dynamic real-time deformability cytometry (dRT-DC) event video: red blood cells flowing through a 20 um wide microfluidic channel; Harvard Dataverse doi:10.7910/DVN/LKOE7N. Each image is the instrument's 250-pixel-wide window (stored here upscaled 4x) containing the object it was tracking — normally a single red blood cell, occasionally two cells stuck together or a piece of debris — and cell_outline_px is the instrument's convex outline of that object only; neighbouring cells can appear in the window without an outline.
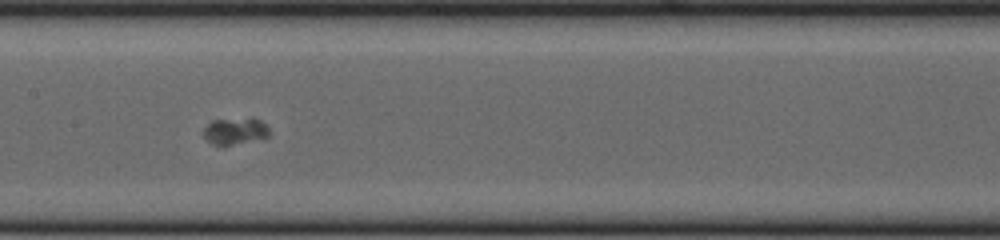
{"species": "common noctule bat (a hibernating species)", "species_latin": "Nyctalus noctula", "temperature_condition": "cold", "stored_images_in_passage": 49, "camera_frame_rate_fps": 3000, "um_per_image_px": 0.085, "animal": {"sex": "female", "body_mass_g": 23.0, "forearm_length_mm": 53.4}, "frame": {"image": 1, "passage_image": 22, "time_ms": 7.0, "image_size_px": [1000, 240], "cell_outline_px": [[268, 136], [224, 148], [212, 144], [204, 136], [204, 128], [212, 120], [252, 116], [260, 120], [268, 128]], "centroid_in_image_um": [19.96, 11.14], "position_along_channel_um": 187.4, "area_um2": 10.64}}
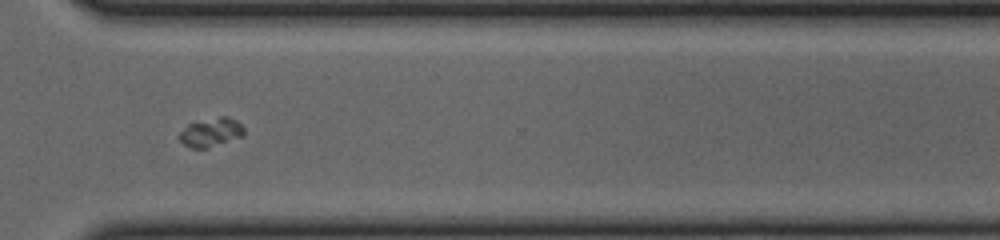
{"frame": {"image": 2, "passage_image": 35, "time_ms": 11.333, "image_size_px": [1000, 240], "cell_outline_px": [[244, 136], [208, 148], [192, 148], [184, 144], [180, 140], [180, 132], [188, 124], [220, 116], [228, 116], [236, 120], [244, 128]], "centroid_in_image_um": [17.97, 11.25], "position_along_channel_um": 352.6, "area_um2": 10.75}}
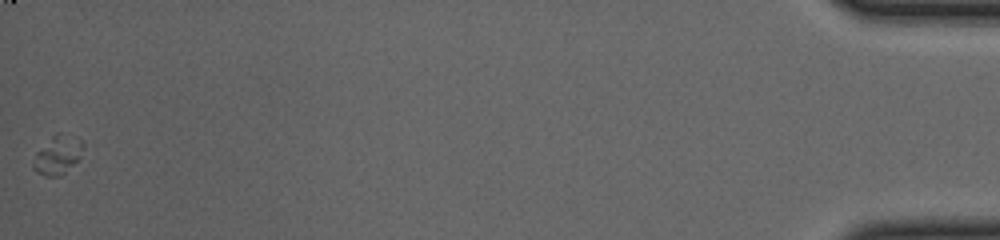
{"frame": {"image": 3, "passage_image": 49, "time_ms": 16.0, "image_size_px": [1000, 240], "cell_outline_px": [[84, 144], [80, 160], [60, 176], [44, 176], [36, 172], [32, 168], [32, 164], [36, 152], [56, 132], [60, 132], [76, 136]], "centroid_in_image_um": [4.92, 13.16], "position_along_channel_um": 430.3, "area_um2": 11.5}}